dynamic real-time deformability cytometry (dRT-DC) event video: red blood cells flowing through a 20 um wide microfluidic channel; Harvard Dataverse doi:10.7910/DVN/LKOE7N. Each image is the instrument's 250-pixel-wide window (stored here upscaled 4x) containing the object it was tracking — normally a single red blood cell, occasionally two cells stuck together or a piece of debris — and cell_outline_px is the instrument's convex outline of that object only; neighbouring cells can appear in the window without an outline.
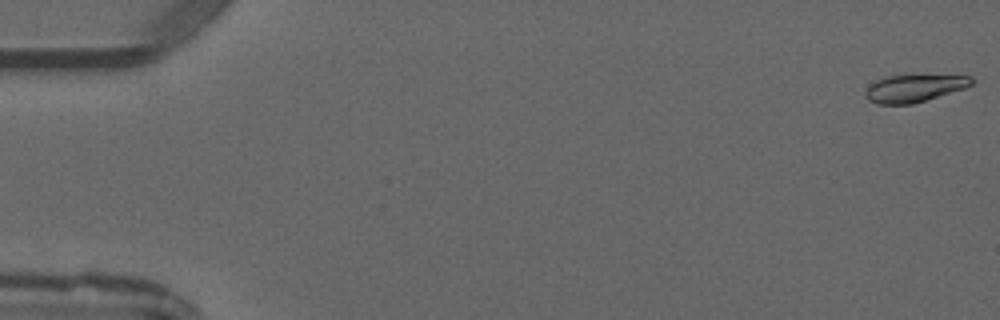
{"species": "common noctule bat (a hibernating species)", "species_latin": "Nyctalus noctula", "temperature_condition": "warm", "stored_images_in_passage": 5, "camera_frame_rate_fps": 3000, "um_per_image_px": 0.085, "animal": {"sex": "male", "forearm_length_mm": 52.5}, "frame": {"image": 1, "passage_image": 1, "time_ms": 0.0, "image_size_px": [1000, 320], "cell_outline_px": [[976, 80], [972, 84], [964, 88], [912, 104], [880, 104], [868, 100], [864, 96], [864, 92], [868, 84], [884, 76], [916, 72], [972, 76]], "centroid_in_image_um": [77.71, 7.42], "position_along_channel_um": 7.3, "area_um2": 18.03}}
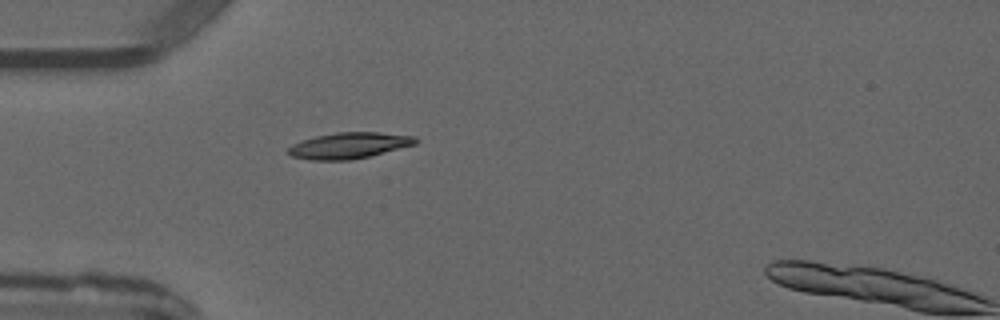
{"frame": {"image": 2, "passage_image": 4, "time_ms": 4.333, "image_size_px": [1000, 320], "cell_outline_px": [[420, 140], [416, 144], [352, 160], [308, 160], [292, 156], [284, 152], [292, 144], [300, 140], [316, 136], [336, 132], [380, 132], [416, 136]], "centroid_in_image_um": [29.64, 12.36], "position_along_channel_um": 55.4, "area_um2": 19.54}}